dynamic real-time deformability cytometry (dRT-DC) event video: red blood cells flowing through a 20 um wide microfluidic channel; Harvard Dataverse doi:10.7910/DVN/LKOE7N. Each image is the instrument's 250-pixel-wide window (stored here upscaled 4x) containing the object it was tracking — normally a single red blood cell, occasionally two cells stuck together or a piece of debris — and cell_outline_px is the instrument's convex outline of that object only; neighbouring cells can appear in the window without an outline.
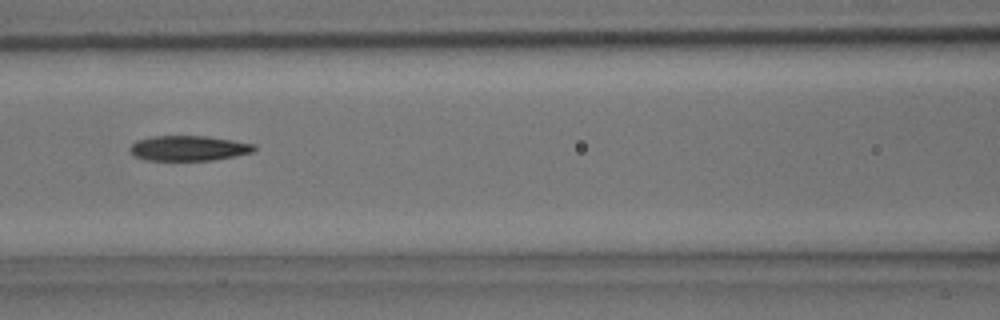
{"species": "common noctule bat (a hibernating species)", "species_latin": "Nyctalus noctula", "temperature_condition": "room temperature", "stored_images_in_passage": 5, "camera_frame_rate_fps": 3000, "um_per_image_px": 0.085, "animal": {"sex": "male", "body_mass_g": 15.6}, "frame": {"image": 1, "passage_image": 5, "time_ms": 1.333, "image_size_px": [1000, 320], "cell_outline_px": [[256, 148], [252, 152], [212, 160], [144, 160], [132, 156], [128, 148], [136, 140], [152, 136], [208, 136], [232, 140], [252, 144]], "centroid_in_image_um": [15.94, 12.59], "position_along_channel_um": 150.7, "area_um2": 18.15}}